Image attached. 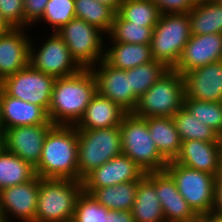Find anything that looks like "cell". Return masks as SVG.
<instances>
[{"mask_svg":"<svg viewBox=\"0 0 222 222\" xmlns=\"http://www.w3.org/2000/svg\"><path fill=\"white\" fill-rule=\"evenodd\" d=\"M49 0H24L25 28L36 26L44 14L46 4ZM35 23V24H34ZM33 24V25H32Z\"/></svg>","mask_w":222,"mask_h":222,"instance_id":"74e56055","label":"cell"},{"mask_svg":"<svg viewBox=\"0 0 222 222\" xmlns=\"http://www.w3.org/2000/svg\"><path fill=\"white\" fill-rule=\"evenodd\" d=\"M76 18L74 0H49L40 21L50 24L52 32H57L70 20Z\"/></svg>","mask_w":222,"mask_h":222,"instance_id":"e575fe53","label":"cell"},{"mask_svg":"<svg viewBox=\"0 0 222 222\" xmlns=\"http://www.w3.org/2000/svg\"><path fill=\"white\" fill-rule=\"evenodd\" d=\"M184 99L222 102V61L182 74Z\"/></svg>","mask_w":222,"mask_h":222,"instance_id":"2e32d148","label":"cell"},{"mask_svg":"<svg viewBox=\"0 0 222 222\" xmlns=\"http://www.w3.org/2000/svg\"><path fill=\"white\" fill-rule=\"evenodd\" d=\"M108 210L90 193L82 190L76 200L74 216L71 222H107Z\"/></svg>","mask_w":222,"mask_h":222,"instance_id":"836d02e7","label":"cell"},{"mask_svg":"<svg viewBox=\"0 0 222 222\" xmlns=\"http://www.w3.org/2000/svg\"><path fill=\"white\" fill-rule=\"evenodd\" d=\"M107 222H135V219L129 210H108Z\"/></svg>","mask_w":222,"mask_h":222,"instance_id":"ab89813d","label":"cell"},{"mask_svg":"<svg viewBox=\"0 0 222 222\" xmlns=\"http://www.w3.org/2000/svg\"><path fill=\"white\" fill-rule=\"evenodd\" d=\"M0 121L3 130L26 125L53 124L43 107L11 97L1 87Z\"/></svg>","mask_w":222,"mask_h":222,"instance_id":"44dd1931","label":"cell"},{"mask_svg":"<svg viewBox=\"0 0 222 222\" xmlns=\"http://www.w3.org/2000/svg\"><path fill=\"white\" fill-rule=\"evenodd\" d=\"M168 70L164 63L156 60L131 68L130 88L140 97Z\"/></svg>","mask_w":222,"mask_h":222,"instance_id":"1f68e13d","label":"cell"},{"mask_svg":"<svg viewBox=\"0 0 222 222\" xmlns=\"http://www.w3.org/2000/svg\"><path fill=\"white\" fill-rule=\"evenodd\" d=\"M135 222H166L155 191V172L146 173L139 181L131 209Z\"/></svg>","mask_w":222,"mask_h":222,"instance_id":"603a6c76","label":"cell"},{"mask_svg":"<svg viewBox=\"0 0 222 222\" xmlns=\"http://www.w3.org/2000/svg\"><path fill=\"white\" fill-rule=\"evenodd\" d=\"M82 190V181L40 178L36 222H71Z\"/></svg>","mask_w":222,"mask_h":222,"instance_id":"3957f363","label":"cell"},{"mask_svg":"<svg viewBox=\"0 0 222 222\" xmlns=\"http://www.w3.org/2000/svg\"><path fill=\"white\" fill-rule=\"evenodd\" d=\"M150 136L159 153L169 162L178 156L182 141L172 117H148Z\"/></svg>","mask_w":222,"mask_h":222,"instance_id":"d4e9b609","label":"cell"},{"mask_svg":"<svg viewBox=\"0 0 222 222\" xmlns=\"http://www.w3.org/2000/svg\"><path fill=\"white\" fill-rule=\"evenodd\" d=\"M119 128L123 155L131 158L145 173L165 170L168 161L159 153L145 118L127 113Z\"/></svg>","mask_w":222,"mask_h":222,"instance_id":"277c9868","label":"cell"},{"mask_svg":"<svg viewBox=\"0 0 222 222\" xmlns=\"http://www.w3.org/2000/svg\"><path fill=\"white\" fill-rule=\"evenodd\" d=\"M0 14L12 28H25L24 0H0Z\"/></svg>","mask_w":222,"mask_h":222,"instance_id":"8d00e7d4","label":"cell"},{"mask_svg":"<svg viewBox=\"0 0 222 222\" xmlns=\"http://www.w3.org/2000/svg\"><path fill=\"white\" fill-rule=\"evenodd\" d=\"M213 20L215 33L222 34V3L213 2Z\"/></svg>","mask_w":222,"mask_h":222,"instance_id":"b9f144b4","label":"cell"},{"mask_svg":"<svg viewBox=\"0 0 222 222\" xmlns=\"http://www.w3.org/2000/svg\"><path fill=\"white\" fill-rule=\"evenodd\" d=\"M197 222H222V215L213 211L208 214L199 216Z\"/></svg>","mask_w":222,"mask_h":222,"instance_id":"7bdbcfd3","label":"cell"},{"mask_svg":"<svg viewBox=\"0 0 222 222\" xmlns=\"http://www.w3.org/2000/svg\"><path fill=\"white\" fill-rule=\"evenodd\" d=\"M154 27H145L123 20L115 13L111 29L107 35L109 42L129 44H150Z\"/></svg>","mask_w":222,"mask_h":222,"instance_id":"4dcf8cb0","label":"cell"},{"mask_svg":"<svg viewBox=\"0 0 222 222\" xmlns=\"http://www.w3.org/2000/svg\"><path fill=\"white\" fill-rule=\"evenodd\" d=\"M117 14L123 20L145 27H155L161 15L153 0H123Z\"/></svg>","mask_w":222,"mask_h":222,"instance_id":"f546056e","label":"cell"},{"mask_svg":"<svg viewBox=\"0 0 222 222\" xmlns=\"http://www.w3.org/2000/svg\"><path fill=\"white\" fill-rule=\"evenodd\" d=\"M49 35L45 42L42 41L40 49L39 45L36 47L34 40L31 39L29 64L54 78L79 72L82 68L71 56L63 39L56 32L51 31Z\"/></svg>","mask_w":222,"mask_h":222,"instance_id":"8fae6325","label":"cell"},{"mask_svg":"<svg viewBox=\"0 0 222 222\" xmlns=\"http://www.w3.org/2000/svg\"><path fill=\"white\" fill-rule=\"evenodd\" d=\"M2 134H3V128H2V125H1V121H0V137H2Z\"/></svg>","mask_w":222,"mask_h":222,"instance_id":"7dc6e473","label":"cell"},{"mask_svg":"<svg viewBox=\"0 0 222 222\" xmlns=\"http://www.w3.org/2000/svg\"><path fill=\"white\" fill-rule=\"evenodd\" d=\"M183 107L222 138V102L184 99Z\"/></svg>","mask_w":222,"mask_h":222,"instance_id":"d6a6232c","label":"cell"},{"mask_svg":"<svg viewBox=\"0 0 222 222\" xmlns=\"http://www.w3.org/2000/svg\"><path fill=\"white\" fill-rule=\"evenodd\" d=\"M207 1L215 2V3H222V0H207Z\"/></svg>","mask_w":222,"mask_h":222,"instance_id":"c3c4849f","label":"cell"},{"mask_svg":"<svg viewBox=\"0 0 222 222\" xmlns=\"http://www.w3.org/2000/svg\"><path fill=\"white\" fill-rule=\"evenodd\" d=\"M0 222H4V220H3V218H2V216L0 215Z\"/></svg>","mask_w":222,"mask_h":222,"instance_id":"681fc988","label":"cell"},{"mask_svg":"<svg viewBox=\"0 0 222 222\" xmlns=\"http://www.w3.org/2000/svg\"><path fill=\"white\" fill-rule=\"evenodd\" d=\"M155 191L166 222H197L199 216L180 195L177 185L166 171H155Z\"/></svg>","mask_w":222,"mask_h":222,"instance_id":"ffe728a7","label":"cell"},{"mask_svg":"<svg viewBox=\"0 0 222 222\" xmlns=\"http://www.w3.org/2000/svg\"><path fill=\"white\" fill-rule=\"evenodd\" d=\"M3 149V140L2 137H0V151Z\"/></svg>","mask_w":222,"mask_h":222,"instance_id":"bcb514c9","label":"cell"},{"mask_svg":"<svg viewBox=\"0 0 222 222\" xmlns=\"http://www.w3.org/2000/svg\"><path fill=\"white\" fill-rule=\"evenodd\" d=\"M195 2H199V1H206V0H194Z\"/></svg>","mask_w":222,"mask_h":222,"instance_id":"f907efd6","label":"cell"},{"mask_svg":"<svg viewBox=\"0 0 222 222\" xmlns=\"http://www.w3.org/2000/svg\"><path fill=\"white\" fill-rule=\"evenodd\" d=\"M36 175L78 181V135L75 126L54 125L47 133Z\"/></svg>","mask_w":222,"mask_h":222,"instance_id":"7a4b0ae2","label":"cell"},{"mask_svg":"<svg viewBox=\"0 0 222 222\" xmlns=\"http://www.w3.org/2000/svg\"><path fill=\"white\" fill-rule=\"evenodd\" d=\"M101 4L107 5L110 7L115 13H117L119 7L121 6L123 0H96Z\"/></svg>","mask_w":222,"mask_h":222,"instance_id":"ee69618b","label":"cell"},{"mask_svg":"<svg viewBox=\"0 0 222 222\" xmlns=\"http://www.w3.org/2000/svg\"><path fill=\"white\" fill-rule=\"evenodd\" d=\"M174 161L185 167L218 176L222 173V142L182 141L180 152Z\"/></svg>","mask_w":222,"mask_h":222,"instance_id":"e0dca14e","label":"cell"},{"mask_svg":"<svg viewBox=\"0 0 222 222\" xmlns=\"http://www.w3.org/2000/svg\"><path fill=\"white\" fill-rule=\"evenodd\" d=\"M26 28H11L0 34V82L29 64L30 35Z\"/></svg>","mask_w":222,"mask_h":222,"instance_id":"ac0fdd59","label":"cell"},{"mask_svg":"<svg viewBox=\"0 0 222 222\" xmlns=\"http://www.w3.org/2000/svg\"><path fill=\"white\" fill-rule=\"evenodd\" d=\"M11 28L12 27L6 22V20L0 14V34L9 31Z\"/></svg>","mask_w":222,"mask_h":222,"instance_id":"f6af8a7d","label":"cell"},{"mask_svg":"<svg viewBox=\"0 0 222 222\" xmlns=\"http://www.w3.org/2000/svg\"><path fill=\"white\" fill-rule=\"evenodd\" d=\"M137 187L138 181H132L104 188H83V190L109 210L131 211L136 199Z\"/></svg>","mask_w":222,"mask_h":222,"instance_id":"484cf974","label":"cell"},{"mask_svg":"<svg viewBox=\"0 0 222 222\" xmlns=\"http://www.w3.org/2000/svg\"><path fill=\"white\" fill-rule=\"evenodd\" d=\"M191 36L188 13L161 14L150 43L153 59L173 69Z\"/></svg>","mask_w":222,"mask_h":222,"instance_id":"52a82bcc","label":"cell"},{"mask_svg":"<svg viewBox=\"0 0 222 222\" xmlns=\"http://www.w3.org/2000/svg\"><path fill=\"white\" fill-rule=\"evenodd\" d=\"M216 195L214 212L222 215V173L216 178Z\"/></svg>","mask_w":222,"mask_h":222,"instance_id":"60d3db41","label":"cell"},{"mask_svg":"<svg viewBox=\"0 0 222 222\" xmlns=\"http://www.w3.org/2000/svg\"><path fill=\"white\" fill-rule=\"evenodd\" d=\"M97 84V92L115 102L127 113H132L138 96L130 88V69H117L102 59L91 68Z\"/></svg>","mask_w":222,"mask_h":222,"instance_id":"7c38bea8","label":"cell"},{"mask_svg":"<svg viewBox=\"0 0 222 222\" xmlns=\"http://www.w3.org/2000/svg\"><path fill=\"white\" fill-rule=\"evenodd\" d=\"M109 43L112 46H106L104 60L114 68L128 70L154 60L150 44Z\"/></svg>","mask_w":222,"mask_h":222,"instance_id":"cb8c5ba5","label":"cell"},{"mask_svg":"<svg viewBox=\"0 0 222 222\" xmlns=\"http://www.w3.org/2000/svg\"><path fill=\"white\" fill-rule=\"evenodd\" d=\"M53 126L54 124H38L3 130V148L35 168L39 163L45 137Z\"/></svg>","mask_w":222,"mask_h":222,"instance_id":"5bb4252c","label":"cell"},{"mask_svg":"<svg viewBox=\"0 0 222 222\" xmlns=\"http://www.w3.org/2000/svg\"><path fill=\"white\" fill-rule=\"evenodd\" d=\"M126 114L119 105L97 92L75 127L77 130L116 127L122 123Z\"/></svg>","mask_w":222,"mask_h":222,"instance_id":"7402d4cb","label":"cell"},{"mask_svg":"<svg viewBox=\"0 0 222 222\" xmlns=\"http://www.w3.org/2000/svg\"><path fill=\"white\" fill-rule=\"evenodd\" d=\"M56 33L63 39L71 56L82 69H91L104 59L107 42L105 33L97 27L74 18Z\"/></svg>","mask_w":222,"mask_h":222,"instance_id":"9c48e42d","label":"cell"},{"mask_svg":"<svg viewBox=\"0 0 222 222\" xmlns=\"http://www.w3.org/2000/svg\"><path fill=\"white\" fill-rule=\"evenodd\" d=\"M146 173L123 154L94 169L83 180V188H104L123 182L139 181Z\"/></svg>","mask_w":222,"mask_h":222,"instance_id":"d6986e66","label":"cell"},{"mask_svg":"<svg viewBox=\"0 0 222 222\" xmlns=\"http://www.w3.org/2000/svg\"><path fill=\"white\" fill-rule=\"evenodd\" d=\"M96 93V79L91 69L56 78L47 112L49 120L54 125L75 126Z\"/></svg>","mask_w":222,"mask_h":222,"instance_id":"6da1fadb","label":"cell"},{"mask_svg":"<svg viewBox=\"0 0 222 222\" xmlns=\"http://www.w3.org/2000/svg\"><path fill=\"white\" fill-rule=\"evenodd\" d=\"M222 61V34L192 35L173 68L181 74Z\"/></svg>","mask_w":222,"mask_h":222,"instance_id":"9a60e30c","label":"cell"},{"mask_svg":"<svg viewBox=\"0 0 222 222\" xmlns=\"http://www.w3.org/2000/svg\"><path fill=\"white\" fill-rule=\"evenodd\" d=\"M78 181L94 169L122 154L119 126L93 130H77Z\"/></svg>","mask_w":222,"mask_h":222,"instance_id":"8992f818","label":"cell"},{"mask_svg":"<svg viewBox=\"0 0 222 222\" xmlns=\"http://www.w3.org/2000/svg\"><path fill=\"white\" fill-rule=\"evenodd\" d=\"M161 14L188 13L195 5L194 0H153Z\"/></svg>","mask_w":222,"mask_h":222,"instance_id":"f35d334b","label":"cell"},{"mask_svg":"<svg viewBox=\"0 0 222 222\" xmlns=\"http://www.w3.org/2000/svg\"><path fill=\"white\" fill-rule=\"evenodd\" d=\"M184 98L182 74L169 69L138 98L132 113L142 118L173 117L184 106Z\"/></svg>","mask_w":222,"mask_h":222,"instance_id":"5b68a950","label":"cell"},{"mask_svg":"<svg viewBox=\"0 0 222 222\" xmlns=\"http://www.w3.org/2000/svg\"><path fill=\"white\" fill-rule=\"evenodd\" d=\"M40 177L0 190V215L4 222H12L11 216L19 222H36V209ZM11 219V220H10Z\"/></svg>","mask_w":222,"mask_h":222,"instance_id":"4fadbf2b","label":"cell"},{"mask_svg":"<svg viewBox=\"0 0 222 222\" xmlns=\"http://www.w3.org/2000/svg\"><path fill=\"white\" fill-rule=\"evenodd\" d=\"M56 78L28 64L24 69L6 77L0 87L11 97L43 107L47 112L51 104Z\"/></svg>","mask_w":222,"mask_h":222,"instance_id":"30bf717a","label":"cell"},{"mask_svg":"<svg viewBox=\"0 0 222 222\" xmlns=\"http://www.w3.org/2000/svg\"><path fill=\"white\" fill-rule=\"evenodd\" d=\"M172 119L181 141L222 142V138L213 129L196 119L184 107L176 112Z\"/></svg>","mask_w":222,"mask_h":222,"instance_id":"83f0119b","label":"cell"},{"mask_svg":"<svg viewBox=\"0 0 222 222\" xmlns=\"http://www.w3.org/2000/svg\"><path fill=\"white\" fill-rule=\"evenodd\" d=\"M36 176L35 168L16 154L0 151V190L23 184Z\"/></svg>","mask_w":222,"mask_h":222,"instance_id":"4316f807","label":"cell"},{"mask_svg":"<svg viewBox=\"0 0 222 222\" xmlns=\"http://www.w3.org/2000/svg\"><path fill=\"white\" fill-rule=\"evenodd\" d=\"M165 170L174 179L180 195L198 216L214 211L217 176L185 167L174 160L167 163Z\"/></svg>","mask_w":222,"mask_h":222,"instance_id":"ba28073f","label":"cell"},{"mask_svg":"<svg viewBox=\"0 0 222 222\" xmlns=\"http://www.w3.org/2000/svg\"><path fill=\"white\" fill-rule=\"evenodd\" d=\"M191 34L205 35L215 33L213 20V2L199 1L188 12Z\"/></svg>","mask_w":222,"mask_h":222,"instance_id":"d590c367","label":"cell"},{"mask_svg":"<svg viewBox=\"0 0 222 222\" xmlns=\"http://www.w3.org/2000/svg\"><path fill=\"white\" fill-rule=\"evenodd\" d=\"M74 9L76 18L97 27L107 36L115 16L110 7L96 0H74Z\"/></svg>","mask_w":222,"mask_h":222,"instance_id":"f1b7e54d","label":"cell"}]
</instances>
